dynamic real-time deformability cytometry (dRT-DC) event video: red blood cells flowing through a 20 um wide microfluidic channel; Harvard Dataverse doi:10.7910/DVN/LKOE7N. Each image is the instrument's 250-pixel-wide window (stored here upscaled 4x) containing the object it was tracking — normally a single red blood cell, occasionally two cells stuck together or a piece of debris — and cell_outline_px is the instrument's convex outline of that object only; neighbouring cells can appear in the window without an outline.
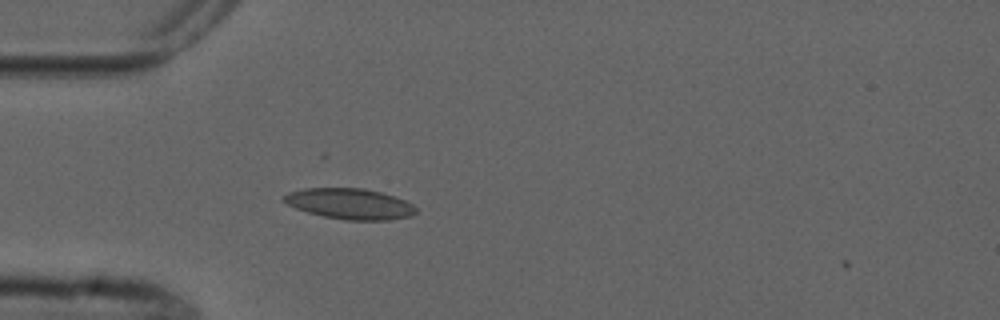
{"species": "common noctule bat (a hibernating species)", "species_latin": "Nyctalus noctula", "temperature_condition": "cold", "stored_images_in_passage": 5, "camera_frame_rate_fps": 3000, "um_per_image_px": 0.085, "animal": {"sex": "male", "forearm_length_mm": 52.5}, "frame": {"image": 1, "passage_image": 4, "time_ms": 3.333, "image_size_px": [1000, 320], "cell_outline_px": [[416, 212], [412, 216], [388, 220], [348, 220], [324, 216], [308, 212], [296, 208], [280, 200], [280, 196], [288, 192], [304, 188], [364, 188], [380, 192], [404, 200], [412, 204], [416, 208]], "centroid_in_image_um": [29.69, 17.31], "position_along_channel_um": 55.3, "area_um2": 23.64}}